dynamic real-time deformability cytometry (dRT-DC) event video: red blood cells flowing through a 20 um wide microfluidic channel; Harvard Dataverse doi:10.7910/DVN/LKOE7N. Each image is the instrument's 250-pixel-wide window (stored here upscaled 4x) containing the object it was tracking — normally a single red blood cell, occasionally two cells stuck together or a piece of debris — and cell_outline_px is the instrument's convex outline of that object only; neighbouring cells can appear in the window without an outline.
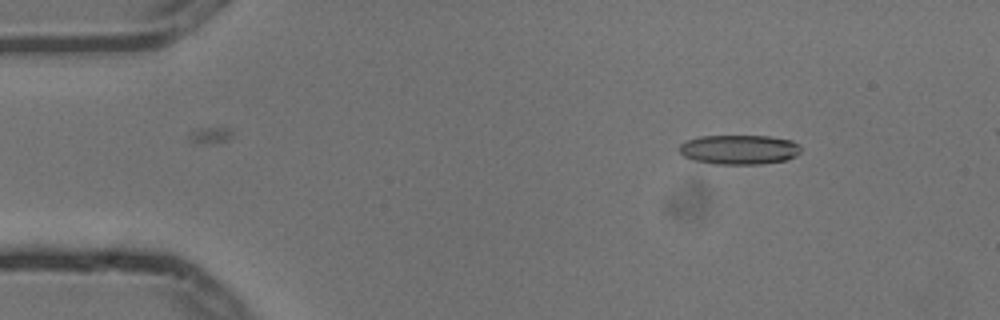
{"species": "common noctule bat (a hibernating species)", "species_latin": "Nyctalus noctula", "temperature_condition": "cold", "stored_images_in_passage": 7, "camera_frame_rate_fps": 3000, "um_per_image_px": 0.085, "animal": {"sex": "male", "body_mass_g": 13.3}, "frame": {"image": 1, "passage_image": 1, "time_ms": 0.0, "image_size_px": [1000, 320], "cell_outline_px": [[800, 152], [796, 156], [788, 160], [760, 164], [716, 164], [692, 160], [684, 156], [680, 152], [680, 144], [688, 140], [700, 136], [768, 136], [792, 140], [800, 148]], "centroid_in_image_um": [62.84, 12.72], "position_along_channel_um": 22.2, "area_um2": 20.92}}
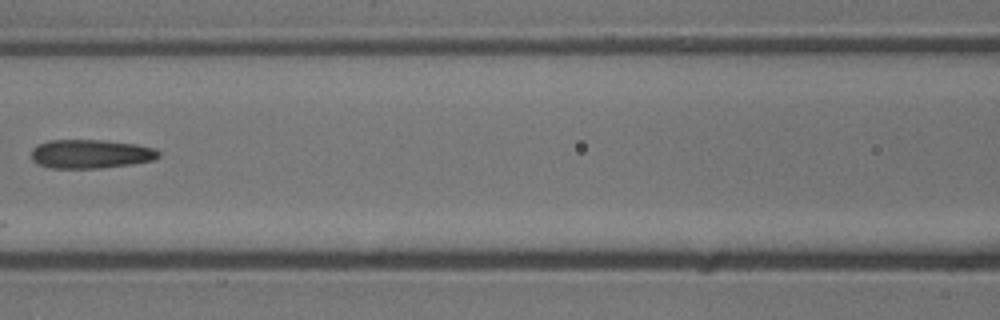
{"frame": {"image": 2, "passage_image": 5, "time_ms": 1.333, "image_size_px": [1000, 320], "cell_outline_px": [[160, 156], [156, 160], [132, 164], [100, 168], [52, 168], [36, 164], [32, 160], [32, 148], [36, 144], [48, 140], [104, 140], [136, 144], [156, 148], [160, 152]], "centroid_in_image_um": [7.72, 13.08], "position_along_channel_um": 158.9, "area_um2": 21.73}}
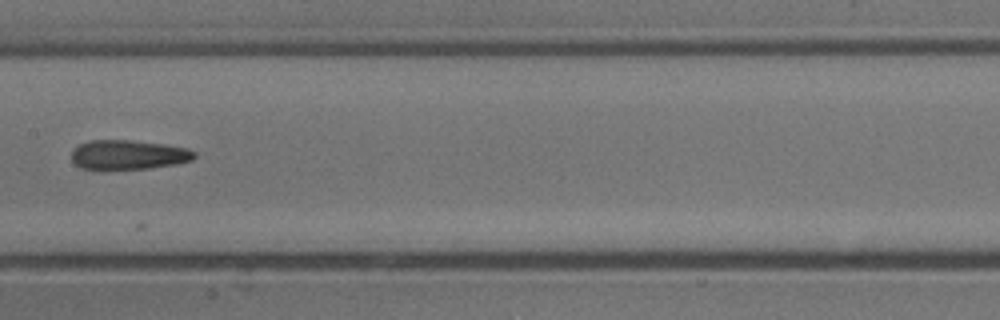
{"frame": {"image": 3, "passage_image": 6, "time_ms": 1.667, "image_size_px": [1000, 320], "cell_outline_px": [[196, 156], [192, 160], [176, 164], [148, 168], [80, 168], [72, 160], [72, 152], [80, 144], [92, 140], [132, 140], [164, 144], [188, 148], [196, 152]], "centroid_in_image_um": [10.96, 13.14], "position_along_channel_um": 196.4, "area_um2": 20.75}}